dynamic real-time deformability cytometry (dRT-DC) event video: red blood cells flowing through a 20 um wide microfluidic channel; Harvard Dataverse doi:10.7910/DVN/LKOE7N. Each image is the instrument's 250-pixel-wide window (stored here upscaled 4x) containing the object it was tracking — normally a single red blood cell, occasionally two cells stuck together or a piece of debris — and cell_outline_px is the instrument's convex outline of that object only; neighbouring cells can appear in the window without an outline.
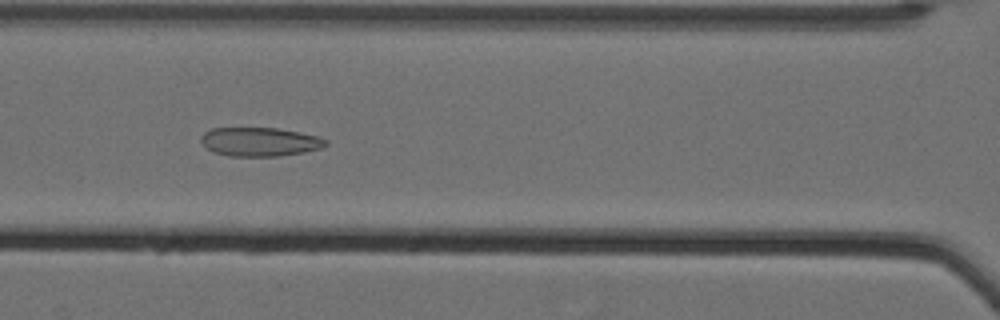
{"species": "Egyptian fruit bat (a non-hibernating species)", "species_latin": "Rousettus aegyptiacus", "temperature_condition": "cold", "stored_images_in_passage": 57, "camera_frame_rate_fps": 3000, "um_per_image_px": 0.085, "animal": {"sex": "female"}, "frame": {"image": 1, "passage_image": 27, "time_ms": 8.667, "image_size_px": [1000, 320], "cell_outline_px": [[328, 144], [320, 148], [304, 152], [276, 156], [228, 156], [212, 152], [200, 140], [200, 136], [204, 132], [212, 128], [276, 128], [320, 136], [328, 140]], "centroid_in_image_um": [22.08, 12.05], "position_along_channel_um": 144.5, "area_um2": 20.98}}
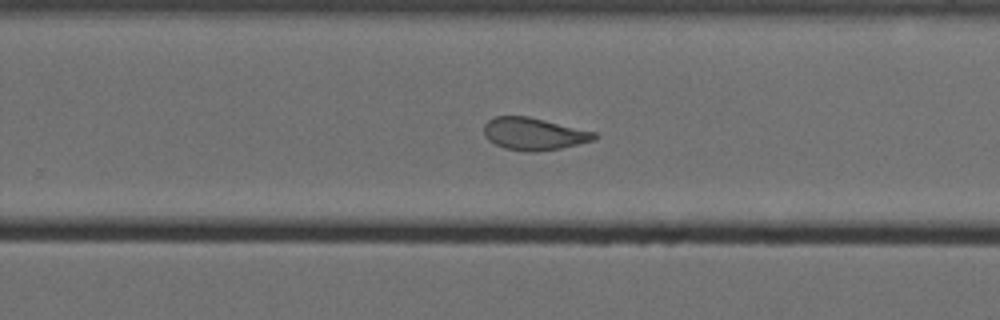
{"frame": {"image": 2, "passage_image": 39, "time_ms": 12.667, "image_size_px": [1000, 320], "cell_outline_px": [[600, 136], [596, 140], [560, 148], [536, 152], [528, 152], [504, 148], [488, 140], [484, 136], [484, 124], [488, 120], [496, 116], [528, 116], [596, 132]], "centroid_in_image_um": [45.39, 11.38], "position_along_channel_um": 284.4, "area_um2": 20.92}}
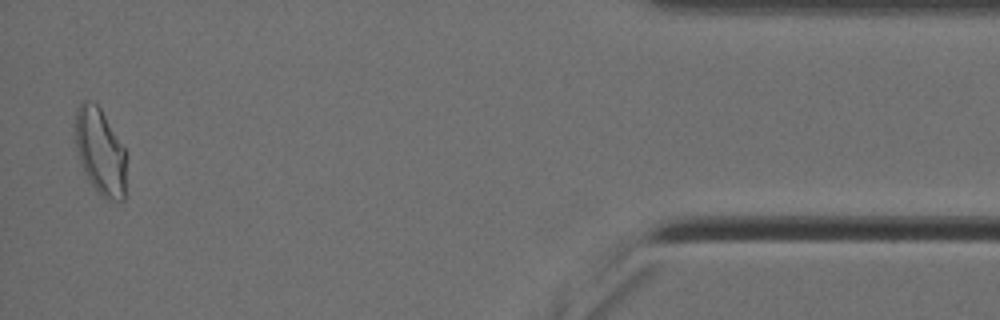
{"frame": {"image": 3, "passage_image": 56, "time_ms": 18.333, "image_size_px": [1000, 320], "cell_outline_px": [[124, 200], [104, 200], [96, 192], [88, 180], [84, 172], [76, 148], [76, 108], [80, 100], [92, 100], [100, 108], [124, 148]], "centroid_in_image_um": [8.48, 12.88], "position_along_channel_um": 426.7, "area_um2": 25.43}, "authors_computed_cell_mechanics": {"area_um2": 24.3338, "velocity_mm_per_s": 3.5136, "shape_relaxation_time_tau1_ms": null, "shape_relaxation_time_tau2_ms": 2.0698, "deformation_change_tau1": null, "deformation_change_tau2": 0.0848}}